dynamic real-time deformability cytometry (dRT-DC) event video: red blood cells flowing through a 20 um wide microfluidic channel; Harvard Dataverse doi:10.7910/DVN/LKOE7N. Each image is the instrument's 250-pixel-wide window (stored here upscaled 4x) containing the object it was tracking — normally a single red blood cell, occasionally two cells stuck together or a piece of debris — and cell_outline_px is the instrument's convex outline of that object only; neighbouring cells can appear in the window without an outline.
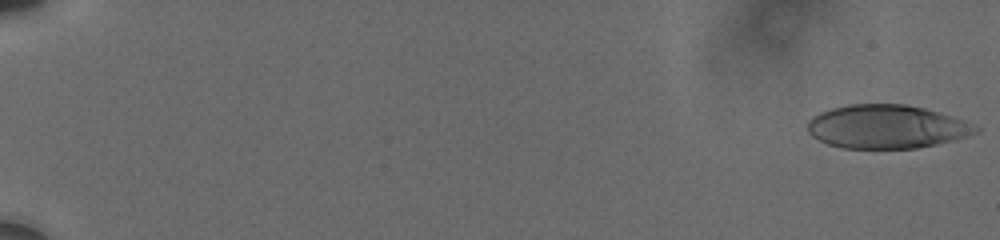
{"species": "human", "species_latin": "Homo sapiens", "temperature_condition": "cold", "stored_images_in_passage": 7, "camera_frame_rate_fps": 3000, "um_per_image_px": 0.085, "donor": {"sex": "male"}, "frame": {"image": 1, "passage_image": 1, "time_ms": 0.0, "image_size_px": [1000, 240], "cell_outline_px": [[980, 132], [968, 136], [936, 144], [916, 148], [844, 148], [828, 144], [812, 136], [808, 132], [808, 120], [812, 116], [820, 112], [832, 108], [848, 104], [904, 104], [924, 108], [972, 124], [980, 128]], "centroid_in_image_um": [75.32, 10.77], "position_along_channel_um": 9.7, "area_um2": 42.31}}
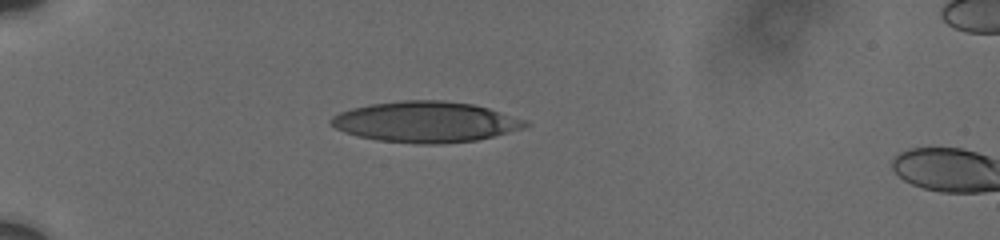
{"frame": {"image": 2, "passage_image": 6, "time_ms": 5.667, "image_size_px": [1000, 240], "cell_outline_px": [[532, 124], [520, 128], [492, 136], [476, 140], [436, 144], [424, 144], [376, 140], [344, 132], [336, 128], [328, 120], [332, 116], [340, 112], [352, 108], [368, 104], [400, 100], [444, 100], [472, 104], [488, 108], [528, 120]], "centroid_in_image_um": [36.16, 10.35], "position_along_channel_um": 48.8, "area_um2": 45.95}}